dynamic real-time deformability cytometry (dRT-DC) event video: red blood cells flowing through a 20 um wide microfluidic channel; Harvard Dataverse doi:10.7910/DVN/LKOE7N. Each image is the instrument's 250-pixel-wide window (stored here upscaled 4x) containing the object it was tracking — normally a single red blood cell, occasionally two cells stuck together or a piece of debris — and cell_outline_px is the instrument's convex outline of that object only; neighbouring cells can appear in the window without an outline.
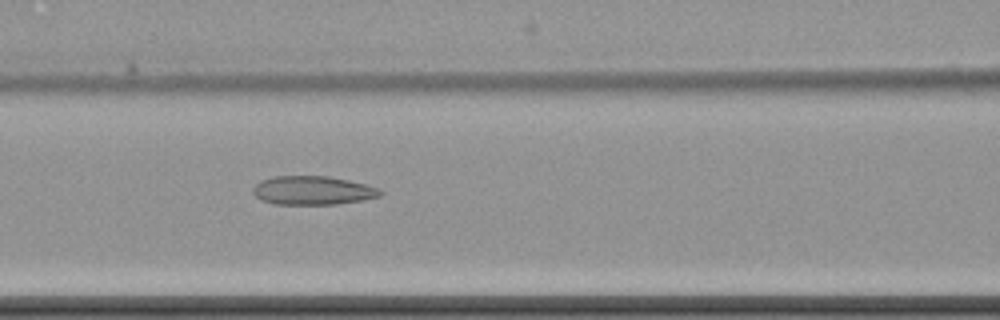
{"species": "common noctule bat (a hibernating species)", "species_latin": "Nyctalus noctula", "temperature_condition": "cold", "stored_images_in_passage": 4, "camera_frame_rate_fps": 3000, "um_per_image_px": 0.085, "animal": {"sex": "female", "body_mass_g": 22.7, "forearm_length_mm": 54.2}, "frame": {"image": 1, "passage_image": 4, "time_ms": 3.333, "image_size_px": [1000, 320], "cell_outline_px": [[384, 192], [380, 196], [364, 200], [336, 204], [272, 204], [260, 200], [252, 192], [252, 188], [260, 180], [272, 176], [328, 176], [348, 180], [364, 184], [376, 188]], "centroid_in_image_um": [26.54, 16.19], "position_along_channel_um": 140.1, "area_um2": 21.39}}